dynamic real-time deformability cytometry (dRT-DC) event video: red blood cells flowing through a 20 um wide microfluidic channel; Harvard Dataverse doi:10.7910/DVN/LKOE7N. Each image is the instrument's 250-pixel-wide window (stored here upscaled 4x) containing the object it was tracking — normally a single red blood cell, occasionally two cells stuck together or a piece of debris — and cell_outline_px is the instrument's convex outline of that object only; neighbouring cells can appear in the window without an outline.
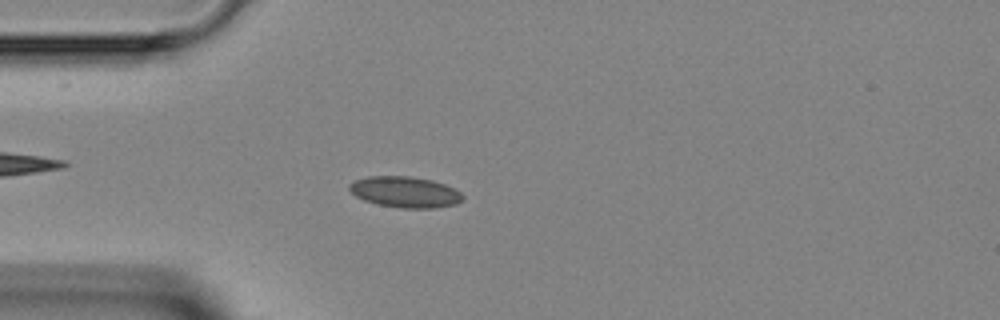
{"species": "Egyptian fruit bat (a non-hibernating species)", "species_latin": "Rousettus aegyptiacus", "temperature_condition": "room temperature", "stored_images_in_passage": 39, "camera_frame_rate_fps": 3000, "um_per_image_px": 0.085, "animal": {"sex": "female"}, "frame": {"image": 1, "passage_image": 12, "time_ms": 3.667, "image_size_px": [1000, 320], "cell_outline_px": [[464, 196], [456, 204], [436, 208], [400, 208], [380, 204], [364, 200], [356, 196], [348, 188], [348, 184], [356, 180], [368, 176], [408, 176], [432, 180], [456, 188]], "centroid_in_image_um": [34.44, 16.32], "position_along_channel_um": 50.6, "area_um2": 20.4}}
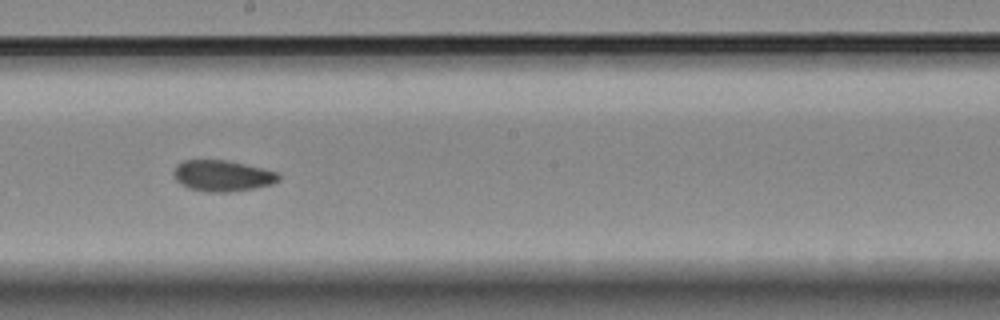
{"frame": {"image": 2, "passage_image": 25, "time_ms": 8.0, "image_size_px": [1000, 320], "cell_outline_px": [[280, 180], [272, 184], [232, 192], [208, 192], [188, 188], [180, 184], [176, 180], [172, 172], [176, 164], [184, 160], [224, 160], [244, 164], [276, 172], [280, 176]], "centroid_in_image_um": [18.85, 14.94], "position_along_channel_um": 229.3, "area_um2": 18.96}}
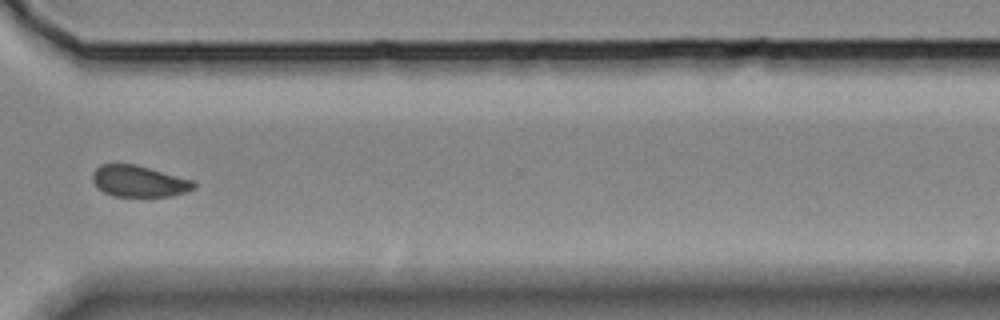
{"frame": {"image": 3, "passage_image": 34, "time_ms": 11.0, "image_size_px": [1000, 320], "cell_outline_px": [[196, 188], [188, 192], [172, 196], [116, 196], [104, 192], [92, 180], [92, 172], [100, 164], [136, 164], [192, 180], [196, 184]], "centroid_in_image_um": [11.83, 15.4], "position_along_channel_um": 358.8, "area_um2": 18.44}}